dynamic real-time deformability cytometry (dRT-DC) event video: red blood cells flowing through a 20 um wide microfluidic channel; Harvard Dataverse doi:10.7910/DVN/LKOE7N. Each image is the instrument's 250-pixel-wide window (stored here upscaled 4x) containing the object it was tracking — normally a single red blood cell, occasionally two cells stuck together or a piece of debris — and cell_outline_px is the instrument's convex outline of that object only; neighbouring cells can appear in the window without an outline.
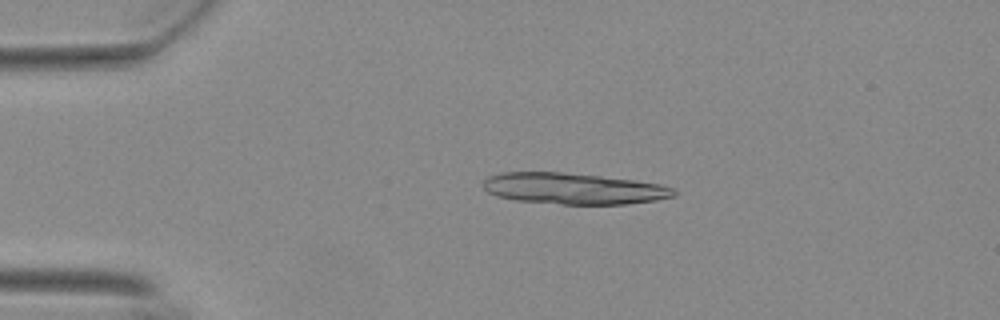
{"species": "Egyptian fruit bat (a non-hibernating species)", "species_latin": "Rousettus aegyptiacus", "temperature_condition": "warm", "stored_images_in_passage": 55, "segment_of_instrument_passage": [1, 2], "camera_frame_rate_fps": 3000, "um_per_image_px": 0.085, "animal": {"sex": "female"}, "frame": {"image": 1, "passage_image": 11, "time_ms": 3.333, "image_size_px": [1000, 320], "cell_outline_px": [[676, 196], [656, 200], [624, 204], [564, 204], [516, 200], [496, 196], [488, 192], [484, 188], [484, 180], [488, 176], [500, 172], [560, 172], [600, 176], [636, 180], [660, 184], [676, 188]], "centroid_in_image_um": [48.77, 16.02], "position_along_channel_um": 36.2, "area_um2": 34.68}}